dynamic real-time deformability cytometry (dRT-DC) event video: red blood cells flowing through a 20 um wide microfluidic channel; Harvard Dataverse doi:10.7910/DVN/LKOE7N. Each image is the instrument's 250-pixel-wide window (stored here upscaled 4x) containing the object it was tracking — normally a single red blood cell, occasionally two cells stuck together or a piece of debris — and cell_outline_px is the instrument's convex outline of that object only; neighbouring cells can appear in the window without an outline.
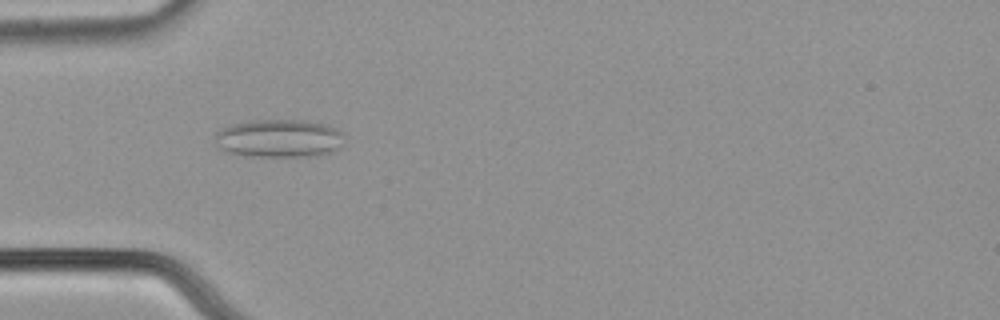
{"species": "common noctule bat (a hibernating species)", "species_latin": "Nyctalus noctula", "temperature_condition": "cold", "stored_images_in_passage": 47, "camera_frame_rate_fps": 3000, "um_per_image_px": 0.085, "animal": {"sex": "male", "body_mass_g": 21.5, "forearm_length_mm": 52.0}, "frame": {"image": 1, "passage_image": 10, "time_ms": 3.0, "image_size_px": [1000, 320], "cell_outline_px": [[344, 144], [332, 152], [316, 156], [244, 156], [228, 152], [216, 148], [216, 132], [220, 128], [232, 124], [252, 120], [308, 120], [328, 124], [344, 132]], "centroid_in_image_um": [23.75, 11.76], "position_along_channel_um": 61.2, "area_um2": 29.3}}
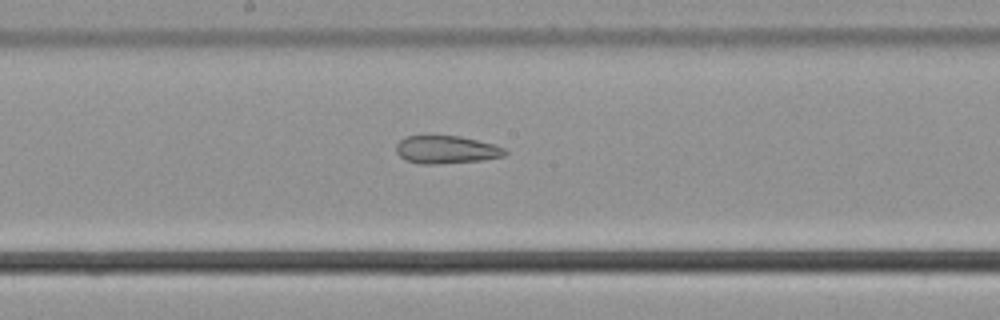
{"frame": {"image": 2, "passage_image": 22, "time_ms": 7.0, "image_size_px": [1000, 320], "cell_outline_px": [[508, 152], [504, 156], [480, 160], [436, 164], [420, 164], [404, 160], [396, 152], [396, 144], [404, 136], [460, 136], [492, 144], [504, 148]], "centroid_in_image_um": [37.89, 12.72], "position_along_channel_um": 210.3, "area_um2": 17.57}}
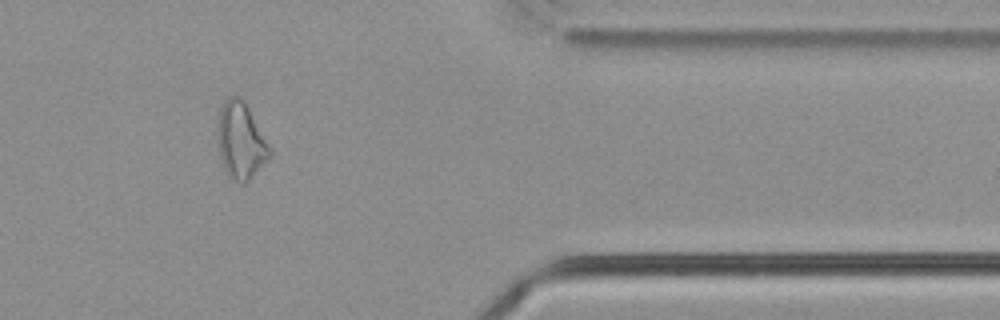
{"frame": {"image": 3, "passage_image": 38, "time_ms": 12.333, "image_size_px": [1000, 320], "cell_outline_px": [[272, 156], [244, 184], [232, 180], [228, 176], [224, 168], [220, 156], [216, 132], [220, 108], [224, 100], [228, 96], [240, 96], [244, 100], [272, 148]], "centroid_in_image_um": [20.47, 11.94], "position_along_channel_um": 390.9, "area_um2": 23.58}, "authors_computed_cell_mechanics": {"area_um2": 22.6576, "velocity_mm_per_s": 3.7967, "shape_relaxation_time_tau1_ms": null, "shape_relaxation_time_tau2_ms": 3.817, "deformation_change_tau1": null, "deformation_change_tau2": 0.1437}}